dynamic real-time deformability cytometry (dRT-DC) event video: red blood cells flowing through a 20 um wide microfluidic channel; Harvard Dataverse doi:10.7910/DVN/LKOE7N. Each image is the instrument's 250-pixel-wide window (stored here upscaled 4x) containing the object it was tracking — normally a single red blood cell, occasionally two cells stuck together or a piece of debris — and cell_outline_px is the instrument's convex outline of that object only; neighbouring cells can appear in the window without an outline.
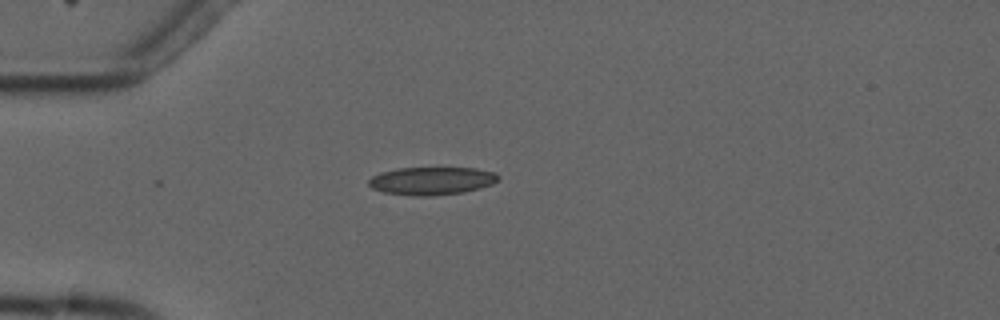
{"species": "common noctule bat (a hibernating species)", "species_latin": "Nyctalus noctula", "temperature_condition": "cold", "stored_images_in_passage": 4, "camera_frame_rate_fps": 3000, "um_per_image_px": 0.085, "animal": {"sex": "male", "forearm_length_mm": 52.5}, "frame": {"image": 1, "passage_image": 1, "time_ms": 0.0, "image_size_px": [1000, 320], "cell_outline_px": [[500, 180], [492, 184], [480, 188], [464, 192], [428, 196], [416, 196], [384, 192], [372, 188], [368, 184], [368, 180], [372, 176], [380, 172], [400, 168], [476, 168], [496, 172], [500, 176]], "centroid_in_image_um": [36.73, 15.37], "position_along_channel_um": 48.3, "area_um2": 21.15}}
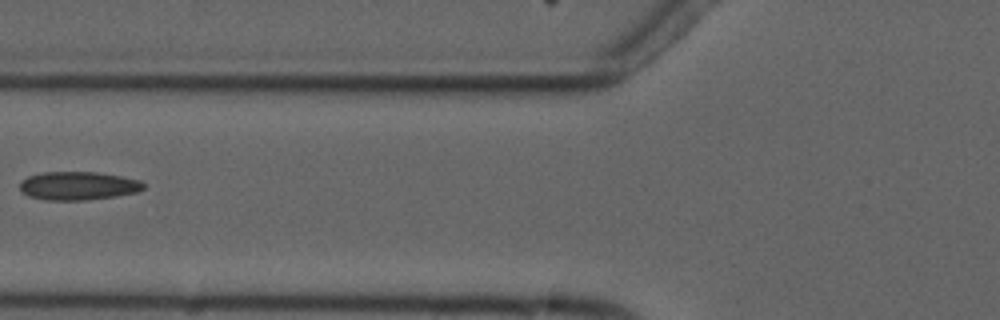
{"frame": {"image": 2, "passage_image": 3, "time_ms": 2.333, "image_size_px": [1000, 320], "cell_outline_px": [[144, 188], [136, 192], [88, 200], [44, 200], [28, 196], [20, 192], [20, 180], [28, 176], [40, 172], [96, 172], [120, 176], [140, 180], [144, 184]], "centroid_in_image_um": [6.57, 15.79], "position_along_channel_um": 119.2, "area_um2": 20.52}}
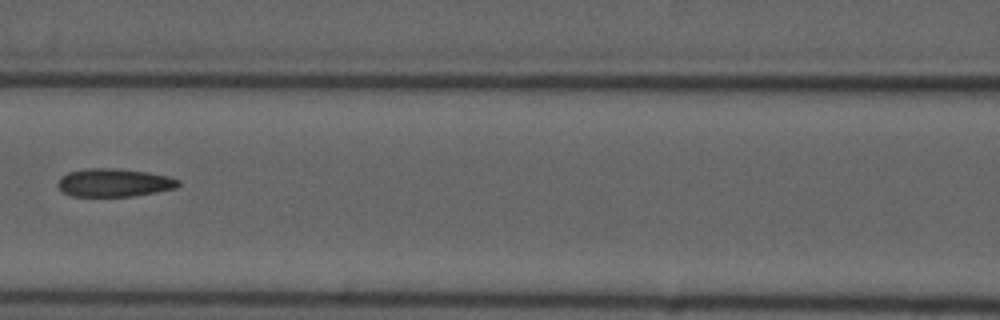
{"frame": {"image": 3, "passage_image": 4, "time_ms": 3.333, "image_size_px": [1000, 320], "cell_outline_px": [[180, 184], [176, 188], [156, 192], [132, 196], [72, 196], [64, 192], [56, 184], [60, 176], [68, 172], [84, 168], [116, 168], [148, 172], [168, 176], [180, 180]], "centroid_in_image_um": [9.69, 15.51], "position_along_channel_um": 156.9, "area_um2": 19.88}}